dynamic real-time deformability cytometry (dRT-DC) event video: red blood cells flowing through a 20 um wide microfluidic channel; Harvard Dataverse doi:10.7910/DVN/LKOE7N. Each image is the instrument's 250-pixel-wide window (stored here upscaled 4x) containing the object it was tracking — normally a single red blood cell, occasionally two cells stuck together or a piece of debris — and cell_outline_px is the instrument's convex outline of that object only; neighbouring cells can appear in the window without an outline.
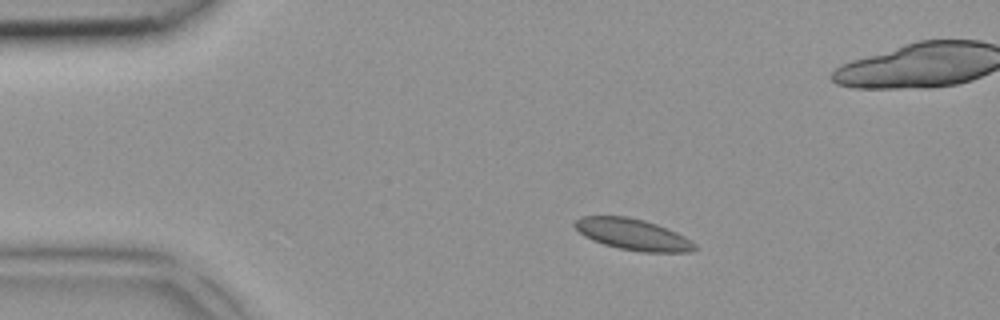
{"species": "common noctule bat (a hibernating species)", "species_latin": "Nyctalus noctula", "temperature_condition": "room temperature", "stored_images_in_passage": 3, "camera_frame_rate_fps": 3000, "um_per_image_px": 0.085, "animal": {"sex": "female", "body_mass_g": 18.4}, "frame": {"image": 1, "passage_image": 1, "time_ms": 0.0, "image_size_px": [1000, 320], "cell_outline_px": [[696, 248], [692, 252], [640, 252], [620, 248], [604, 244], [592, 240], [584, 236], [572, 224], [580, 216], [628, 216], [644, 220], [656, 224], [676, 232], [684, 236], [696, 244]], "centroid_in_image_um": [53.78, 19.92], "position_along_channel_um": 31.2, "area_um2": 21.79}}